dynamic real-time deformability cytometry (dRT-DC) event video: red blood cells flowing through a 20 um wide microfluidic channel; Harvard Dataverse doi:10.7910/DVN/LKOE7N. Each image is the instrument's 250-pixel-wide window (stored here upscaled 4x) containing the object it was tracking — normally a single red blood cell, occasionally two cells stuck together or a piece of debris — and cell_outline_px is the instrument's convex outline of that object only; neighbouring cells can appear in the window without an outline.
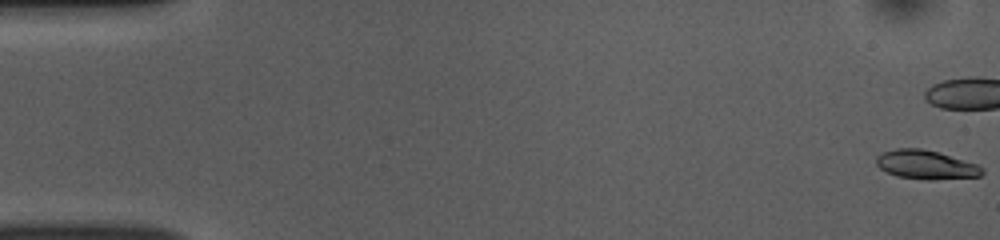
{"species": "common noctule bat (a hibernating species)", "species_latin": "Nyctalus noctula", "temperature_condition": "room temperature", "stored_images_in_passage": 53, "camera_frame_rate_fps": 3000, "um_per_image_px": 0.085, "animal": {"sex": "female", "body_mass_g": 10.0, "forearm_length_mm": 53.1}, "frame": {"image": 1, "passage_image": 1, "time_ms": 0.0, "image_size_px": [1000, 240], "cell_outline_px": [[984, 172], [980, 176], [932, 180], [924, 180], [896, 176], [880, 168], [876, 164], [876, 156], [884, 152], [896, 148], [920, 148], [936, 152], [976, 164], [984, 168]], "centroid_in_image_um": [78.69, 14.01], "position_along_channel_um": 6.3, "area_um2": 17.69}, "authors_computed_cell_mechanics": {"area_um2": 18.3226, "velocity_mm_per_s": 3.8613, "shape_relaxation_time_tau1_ms": 3.7636, "shape_relaxation_time_tau2_ms": 9.8976, "deformation_change_tau1": 0.1287, "deformation_change_tau2": 0.198}}